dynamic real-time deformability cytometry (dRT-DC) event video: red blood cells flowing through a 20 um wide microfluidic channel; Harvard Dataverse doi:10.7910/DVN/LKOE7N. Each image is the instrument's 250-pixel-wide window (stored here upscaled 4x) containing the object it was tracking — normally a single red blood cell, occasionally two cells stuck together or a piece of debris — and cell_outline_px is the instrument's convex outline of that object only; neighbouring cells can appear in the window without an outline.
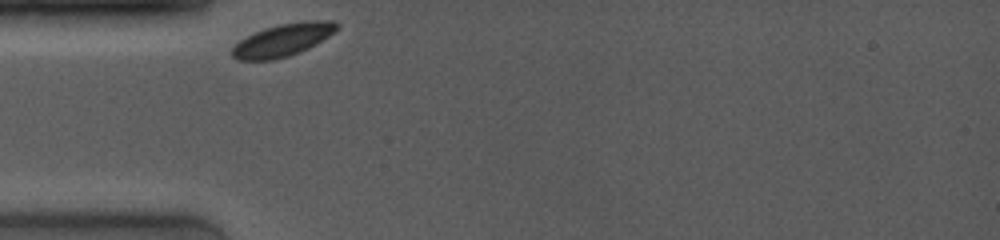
{"species": "common noctule bat (a hibernating species)", "species_latin": "Nyctalus noctula", "temperature_condition": "room temperature", "stored_images_in_passage": 60, "camera_frame_rate_fps": 4000, "um_per_image_px": 0.085, "animal": {"sex": "female", "body_mass_g": 19.0, "forearm_length_mm": 53.3}, "frame": {"image": 1, "passage_image": 1, "time_ms": 0.0, "image_size_px": [1000, 240], "cell_outline_px": [[340, 24], [328, 36], [316, 44], [300, 52], [288, 56], [272, 60], [236, 60], [232, 56], [232, 48], [240, 40], [264, 28], [280, 24], [304, 20], [332, 20]], "centroid_in_image_um": [24.05, 3.4], "position_along_channel_um": 61.0, "area_um2": 19.71}}
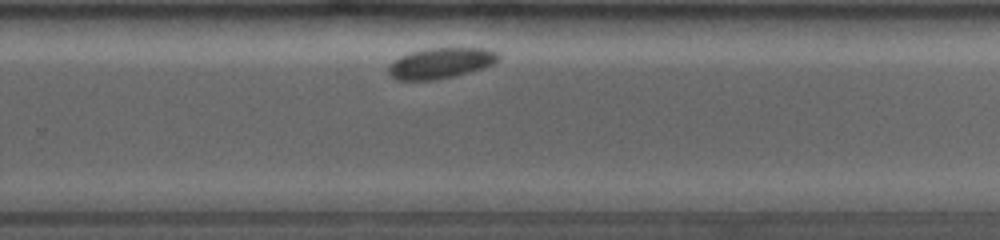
{"frame": {"image": 2, "passage_image": 39, "time_ms": 6.5, "image_size_px": [1000, 240], "cell_outline_px": [[500, 60], [484, 68], [456, 76], [436, 80], [396, 80], [388, 76], [388, 64], [392, 60], [400, 56], [412, 52], [428, 48], [488, 48], [496, 52], [500, 56]], "centroid_in_image_um": [37.44, 5.37], "position_along_channel_um": 292.4, "area_um2": 20.0}}
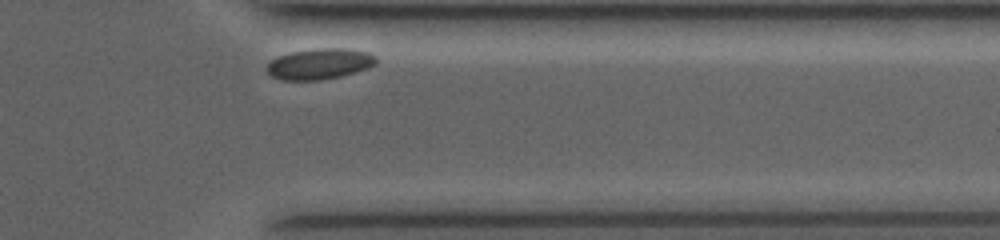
{"frame": {"image": 3, "passage_image": 56, "time_ms": 9.0, "image_size_px": [1000, 240], "cell_outline_px": [[376, 64], [368, 68], [356, 72], [340, 76], [320, 80], [280, 80], [272, 76], [268, 72], [268, 64], [272, 60], [280, 56], [292, 52], [312, 48], [348, 48], [368, 52], [376, 56]], "centroid_in_image_um": [27.2, 5.42], "position_along_channel_um": 384.2, "area_um2": 19.59}, "authors_computed_cell_mechanics": {"area_um2": 20.1433, "velocity_mm_per_s": 3.6075, "shape_relaxation_time_tau1_ms": 6.2711, "shape_relaxation_time_tau2_ms": null, "deformation_change_tau1": 0.2056, "deformation_change_tau2": null}}